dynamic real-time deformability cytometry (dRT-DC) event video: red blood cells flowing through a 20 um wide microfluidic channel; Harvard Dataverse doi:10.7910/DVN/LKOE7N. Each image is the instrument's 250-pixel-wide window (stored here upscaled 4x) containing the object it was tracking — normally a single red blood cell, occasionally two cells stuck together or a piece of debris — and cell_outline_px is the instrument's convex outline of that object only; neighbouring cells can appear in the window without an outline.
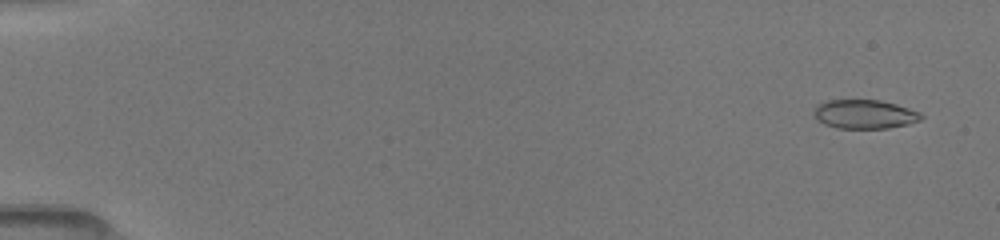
{"species": "common noctule bat (a hibernating species)", "species_latin": "Nyctalus noctula", "temperature_condition": "room temperature", "stored_images_in_passage": 51, "camera_frame_rate_fps": 3000, "um_per_image_px": 0.085, "animal": {"sex": "female", "body_mass_g": 19.5, "forearm_length_mm": 54.1}, "frame": {"image": 1, "passage_image": 3, "time_ms": 0.667, "image_size_px": [1000, 240], "cell_outline_px": [[924, 116], [920, 120], [908, 124], [888, 128], [836, 128], [824, 124], [816, 120], [812, 112], [816, 104], [828, 100], [880, 100], [896, 104], [920, 112]], "centroid_in_image_um": [73.45, 9.7], "position_along_channel_um": 11.6, "area_um2": 18.26}}
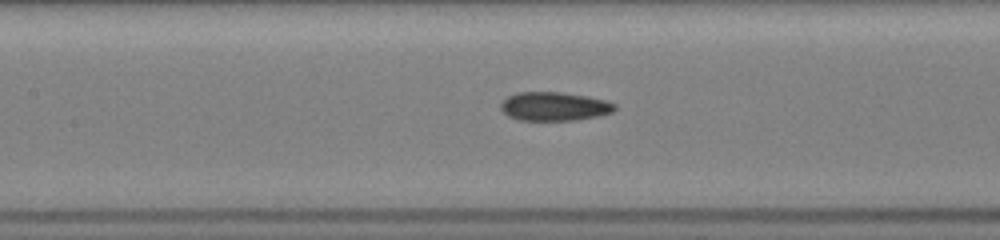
{"frame": {"image": 2, "passage_image": 25, "time_ms": 8.0, "image_size_px": [1000, 240], "cell_outline_px": [[616, 108], [612, 112], [600, 116], [576, 120], [516, 120], [508, 116], [500, 108], [500, 104], [508, 96], [516, 92], [560, 92], [588, 96], [604, 100], [616, 104]], "centroid_in_image_um": [47.11, 9.04], "position_along_channel_um": 160.3, "area_um2": 19.19}}
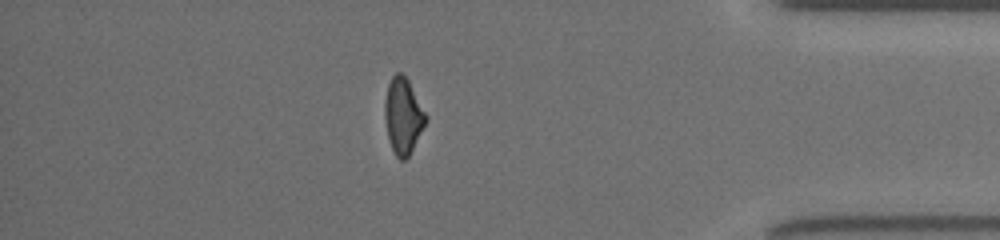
{"frame": {"image": 3, "passage_image": 45, "time_ms": 14.667, "image_size_px": [1000, 240], "cell_outline_px": [[428, 120], [408, 156], [404, 160], [400, 160], [396, 156], [392, 148], [388, 136], [384, 116], [384, 100], [388, 84], [392, 76], [396, 72], [400, 72], [408, 80], [428, 116]], "centroid_in_image_um": [34.26, 9.83], "position_along_channel_um": 400.9, "area_um2": 18.09}, "authors_computed_cell_mechanics": {"area_um2": 18.785, "velocity_mm_per_s": 4.0677, "shape_relaxation_time_tau1_ms": 4.3517, "shape_relaxation_time_tau2_ms": 2.0884, "deformation_change_tau1": 0.1577, "deformation_change_tau2": 0.1008}}